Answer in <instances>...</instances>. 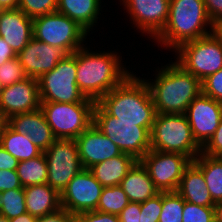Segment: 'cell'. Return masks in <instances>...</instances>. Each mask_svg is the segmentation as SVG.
Listing matches in <instances>:
<instances>
[{"label": "cell", "instance_id": "cell-1", "mask_svg": "<svg viewBox=\"0 0 222 222\" xmlns=\"http://www.w3.org/2000/svg\"><path fill=\"white\" fill-rule=\"evenodd\" d=\"M117 54L91 52L84 46L72 54L76 58V82L86 98L97 102L133 73L123 67L122 58Z\"/></svg>", "mask_w": 222, "mask_h": 222}, {"label": "cell", "instance_id": "cell-2", "mask_svg": "<svg viewBox=\"0 0 222 222\" xmlns=\"http://www.w3.org/2000/svg\"><path fill=\"white\" fill-rule=\"evenodd\" d=\"M152 81L145 80L156 113L185 114L189 104L202 93V82L172 62L162 66Z\"/></svg>", "mask_w": 222, "mask_h": 222}, {"label": "cell", "instance_id": "cell-3", "mask_svg": "<svg viewBox=\"0 0 222 222\" xmlns=\"http://www.w3.org/2000/svg\"><path fill=\"white\" fill-rule=\"evenodd\" d=\"M108 115L121 122H141L150 132L156 116L155 106L145 79L132 73L96 102Z\"/></svg>", "mask_w": 222, "mask_h": 222}, {"label": "cell", "instance_id": "cell-4", "mask_svg": "<svg viewBox=\"0 0 222 222\" xmlns=\"http://www.w3.org/2000/svg\"><path fill=\"white\" fill-rule=\"evenodd\" d=\"M207 27H210L209 31ZM213 32L214 24L203 0H170L167 23L155 40L166 49L175 51L182 44Z\"/></svg>", "mask_w": 222, "mask_h": 222}, {"label": "cell", "instance_id": "cell-5", "mask_svg": "<svg viewBox=\"0 0 222 222\" xmlns=\"http://www.w3.org/2000/svg\"><path fill=\"white\" fill-rule=\"evenodd\" d=\"M150 141L151 150L179 153L192 161L201 153L185 114L156 113Z\"/></svg>", "mask_w": 222, "mask_h": 222}, {"label": "cell", "instance_id": "cell-6", "mask_svg": "<svg viewBox=\"0 0 222 222\" xmlns=\"http://www.w3.org/2000/svg\"><path fill=\"white\" fill-rule=\"evenodd\" d=\"M93 124L116 144L122 153L140 160L150 149V131L141 122H121L108 115L97 103L93 109Z\"/></svg>", "mask_w": 222, "mask_h": 222}, {"label": "cell", "instance_id": "cell-7", "mask_svg": "<svg viewBox=\"0 0 222 222\" xmlns=\"http://www.w3.org/2000/svg\"><path fill=\"white\" fill-rule=\"evenodd\" d=\"M95 101L86 98L83 102H41L40 109L56 139H76L93 123Z\"/></svg>", "mask_w": 222, "mask_h": 222}, {"label": "cell", "instance_id": "cell-8", "mask_svg": "<svg viewBox=\"0 0 222 222\" xmlns=\"http://www.w3.org/2000/svg\"><path fill=\"white\" fill-rule=\"evenodd\" d=\"M176 51L175 62L201 82L222 68V40L214 32L186 42Z\"/></svg>", "mask_w": 222, "mask_h": 222}, {"label": "cell", "instance_id": "cell-9", "mask_svg": "<svg viewBox=\"0 0 222 222\" xmlns=\"http://www.w3.org/2000/svg\"><path fill=\"white\" fill-rule=\"evenodd\" d=\"M87 34L77 22L57 11L33 18V37L68 54L83 47Z\"/></svg>", "mask_w": 222, "mask_h": 222}, {"label": "cell", "instance_id": "cell-10", "mask_svg": "<svg viewBox=\"0 0 222 222\" xmlns=\"http://www.w3.org/2000/svg\"><path fill=\"white\" fill-rule=\"evenodd\" d=\"M76 74V58L69 54L38 79L40 102H83L86 97L78 88Z\"/></svg>", "mask_w": 222, "mask_h": 222}, {"label": "cell", "instance_id": "cell-11", "mask_svg": "<svg viewBox=\"0 0 222 222\" xmlns=\"http://www.w3.org/2000/svg\"><path fill=\"white\" fill-rule=\"evenodd\" d=\"M43 154L48 165L47 182L59 193L82 169L77 142L74 139H56Z\"/></svg>", "mask_w": 222, "mask_h": 222}, {"label": "cell", "instance_id": "cell-12", "mask_svg": "<svg viewBox=\"0 0 222 222\" xmlns=\"http://www.w3.org/2000/svg\"><path fill=\"white\" fill-rule=\"evenodd\" d=\"M160 192H176L192 160L185 155L149 150L140 160Z\"/></svg>", "mask_w": 222, "mask_h": 222}, {"label": "cell", "instance_id": "cell-13", "mask_svg": "<svg viewBox=\"0 0 222 222\" xmlns=\"http://www.w3.org/2000/svg\"><path fill=\"white\" fill-rule=\"evenodd\" d=\"M103 186L89 169H82L60 193L61 207L73 215L95 211Z\"/></svg>", "mask_w": 222, "mask_h": 222}, {"label": "cell", "instance_id": "cell-14", "mask_svg": "<svg viewBox=\"0 0 222 222\" xmlns=\"http://www.w3.org/2000/svg\"><path fill=\"white\" fill-rule=\"evenodd\" d=\"M185 115L194 140L202 148L219 126L222 103L201 93L189 104Z\"/></svg>", "mask_w": 222, "mask_h": 222}, {"label": "cell", "instance_id": "cell-15", "mask_svg": "<svg viewBox=\"0 0 222 222\" xmlns=\"http://www.w3.org/2000/svg\"><path fill=\"white\" fill-rule=\"evenodd\" d=\"M134 27L155 39L163 30L169 16L170 0H121Z\"/></svg>", "mask_w": 222, "mask_h": 222}, {"label": "cell", "instance_id": "cell-16", "mask_svg": "<svg viewBox=\"0 0 222 222\" xmlns=\"http://www.w3.org/2000/svg\"><path fill=\"white\" fill-rule=\"evenodd\" d=\"M38 80H25L5 86L0 96V112L9 119L11 116L32 112L40 108Z\"/></svg>", "mask_w": 222, "mask_h": 222}, {"label": "cell", "instance_id": "cell-17", "mask_svg": "<svg viewBox=\"0 0 222 222\" xmlns=\"http://www.w3.org/2000/svg\"><path fill=\"white\" fill-rule=\"evenodd\" d=\"M69 55L64 49L54 47L34 37L17 54L28 77L39 79L54 69L57 63Z\"/></svg>", "mask_w": 222, "mask_h": 222}, {"label": "cell", "instance_id": "cell-18", "mask_svg": "<svg viewBox=\"0 0 222 222\" xmlns=\"http://www.w3.org/2000/svg\"><path fill=\"white\" fill-rule=\"evenodd\" d=\"M83 169L122 154L119 147L103 134L93 123L76 139Z\"/></svg>", "mask_w": 222, "mask_h": 222}, {"label": "cell", "instance_id": "cell-19", "mask_svg": "<svg viewBox=\"0 0 222 222\" xmlns=\"http://www.w3.org/2000/svg\"><path fill=\"white\" fill-rule=\"evenodd\" d=\"M0 37L17 55L33 38V19L19 8L0 10Z\"/></svg>", "mask_w": 222, "mask_h": 222}, {"label": "cell", "instance_id": "cell-20", "mask_svg": "<svg viewBox=\"0 0 222 222\" xmlns=\"http://www.w3.org/2000/svg\"><path fill=\"white\" fill-rule=\"evenodd\" d=\"M7 124L17 133L29 136L42 151L47 150L56 140L40 108L13 115L7 119Z\"/></svg>", "mask_w": 222, "mask_h": 222}, {"label": "cell", "instance_id": "cell-21", "mask_svg": "<svg viewBox=\"0 0 222 222\" xmlns=\"http://www.w3.org/2000/svg\"><path fill=\"white\" fill-rule=\"evenodd\" d=\"M119 186L124 190L130 202L142 203L160 193L147 169L139 160L122 179Z\"/></svg>", "mask_w": 222, "mask_h": 222}, {"label": "cell", "instance_id": "cell-22", "mask_svg": "<svg viewBox=\"0 0 222 222\" xmlns=\"http://www.w3.org/2000/svg\"><path fill=\"white\" fill-rule=\"evenodd\" d=\"M186 202L199 206H214L203 173L191 162L184 170L176 191Z\"/></svg>", "mask_w": 222, "mask_h": 222}, {"label": "cell", "instance_id": "cell-23", "mask_svg": "<svg viewBox=\"0 0 222 222\" xmlns=\"http://www.w3.org/2000/svg\"><path fill=\"white\" fill-rule=\"evenodd\" d=\"M27 213L39 218L61 208L60 193L48 183L24 187Z\"/></svg>", "mask_w": 222, "mask_h": 222}, {"label": "cell", "instance_id": "cell-24", "mask_svg": "<svg viewBox=\"0 0 222 222\" xmlns=\"http://www.w3.org/2000/svg\"><path fill=\"white\" fill-rule=\"evenodd\" d=\"M137 161L131 154L122 153L95 164L89 170L103 187L117 186Z\"/></svg>", "mask_w": 222, "mask_h": 222}, {"label": "cell", "instance_id": "cell-25", "mask_svg": "<svg viewBox=\"0 0 222 222\" xmlns=\"http://www.w3.org/2000/svg\"><path fill=\"white\" fill-rule=\"evenodd\" d=\"M101 0H58L57 12L77 22L87 32L96 25Z\"/></svg>", "mask_w": 222, "mask_h": 222}, {"label": "cell", "instance_id": "cell-26", "mask_svg": "<svg viewBox=\"0 0 222 222\" xmlns=\"http://www.w3.org/2000/svg\"><path fill=\"white\" fill-rule=\"evenodd\" d=\"M0 144L18 161H26L43 152L29 136L17 133L8 124L3 128Z\"/></svg>", "mask_w": 222, "mask_h": 222}, {"label": "cell", "instance_id": "cell-27", "mask_svg": "<svg viewBox=\"0 0 222 222\" xmlns=\"http://www.w3.org/2000/svg\"><path fill=\"white\" fill-rule=\"evenodd\" d=\"M192 163L203 173L214 203L222 201V160L200 153Z\"/></svg>", "mask_w": 222, "mask_h": 222}, {"label": "cell", "instance_id": "cell-28", "mask_svg": "<svg viewBox=\"0 0 222 222\" xmlns=\"http://www.w3.org/2000/svg\"><path fill=\"white\" fill-rule=\"evenodd\" d=\"M22 187L45 184L48 179V165L43 152L26 161H19L16 168Z\"/></svg>", "mask_w": 222, "mask_h": 222}, {"label": "cell", "instance_id": "cell-29", "mask_svg": "<svg viewBox=\"0 0 222 222\" xmlns=\"http://www.w3.org/2000/svg\"><path fill=\"white\" fill-rule=\"evenodd\" d=\"M129 203L126 193L119 185L103 187L96 210L118 216Z\"/></svg>", "mask_w": 222, "mask_h": 222}, {"label": "cell", "instance_id": "cell-30", "mask_svg": "<svg viewBox=\"0 0 222 222\" xmlns=\"http://www.w3.org/2000/svg\"><path fill=\"white\" fill-rule=\"evenodd\" d=\"M0 211L3 217L13 219L26 213L24 188H15L0 194Z\"/></svg>", "mask_w": 222, "mask_h": 222}, {"label": "cell", "instance_id": "cell-31", "mask_svg": "<svg viewBox=\"0 0 222 222\" xmlns=\"http://www.w3.org/2000/svg\"><path fill=\"white\" fill-rule=\"evenodd\" d=\"M184 199L177 192H162V209L158 222H182Z\"/></svg>", "mask_w": 222, "mask_h": 222}, {"label": "cell", "instance_id": "cell-32", "mask_svg": "<svg viewBox=\"0 0 222 222\" xmlns=\"http://www.w3.org/2000/svg\"><path fill=\"white\" fill-rule=\"evenodd\" d=\"M57 6L58 0H19L18 8L33 19L56 12Z\"/></svg>", "mask_w": 222, "mask_h": 222}, {"label": "cell", "instance_id": "cell-33", "mask_svg": "<svg viewBox=\"0 0 222 222\" xmlns=\"http://www.w3.org/2000/svg\"><path fill=\"white\" fill-rule=\"evenodd\" d=\"M27 77L17 56L0 66V81L4 87L25 80Z\"/></svg>", "mask_w": 222, "mask_h": 222}, {"label": "cell", "instance_id": "cell-34", "mask_svg": "<svg viewBox=\"0 0 222 222\" xmlns=\"http://www.w3.org/2000/svg\"><path fill=\"white\" fill-rule=\"evenodd\" d=\"M182 222H215L214 206H199L184 200Z\"/></svg>", "mask_w": 222, "mask_h": 222}, {"label": "cell", "instance_id": "cell-35", "mask_svg": "<svg viewBox=\"0 0 222 222\" xmlns=\"http://www.w3.org/2000/svg\"><path fill=\"white\" fill-rule=\"evenodd\" d=\"M162 209V192L141 203L140 222H158Z\"/></svg>", "mask_w": 222, "mask_h": 222}, {"label": "cell", "instance_id": "cell-36", "mask_svg": "<svg viewBox=\"0 0 222 222\" xmlns=\"http://www.w3.org/2000/svg\"><path fill=\"white\" fill-rule=\"evenodd\" d=\"M202 93L222 103V68L202 81Z\"/></svg>", "mask_w": 222, "mask_h": 222}, {"label": "cell", "instance_id": "cell-37", "mask_svg": "<svg viewBox=\"0 0 222 222\" xmlns=\"http://www.w3.org/2000/svg\"><path fill=\"white\" fill-rule=\"evenodd\" d=\"M201 153L213 157H218L222 153V118L215 133L201 148Z\"/></svg>", "mask_w": 222, "mask_h": 222}, {"label": "cell", "instance_id": "cell-38", "mask_svg": "<svg viewBox=\"0 0 222 222\" xmlns=\"http://www.w3.org/2000/svg\"><path fill=\"white\" fill-rule=\"evenodd\" d=\"M76 222H120V220L117 215L95 210L76 215Z\"/></svg>", "mask_w": 222, "mask_h": 222}, {"label": "cell", "instance_id": "cell-39", "mask_svg": "<svg viewBox=\"0 0 222 222\" xmlns=\"http://www.w3.org/2000/svg\"><path fill=\"white\" fill-rule=\"evenodd\" d=\"M22 188L16 170H0V194L4 191Z\"/></svg>", "mask_w": 222, "mask_h": 222}, {"label": "cell", "instance_id": "cell-40", "mask_svg": "<svg viewBox=\"0 0 222 222\" xmlns=\"http://www.w3.org/2000/svg\"><path fill=\"white\" fill-rule=\"evenodd\" d=\"M36 222H76V216L64 208L37 218Z\"/></svg>", "mask_w": 222, "mask_h": 222}, {"label": "cell", "instance_id": "cell-41", "mask_svg": "<svg viewBox=\"0 0 222 222\" xmlns=\"http://www.w3.org/2000/svg\"><path fill=\"white\" fill-rule=\"evenodd\" d=\"M141 203L130 202L118 215L120 222H140Z\"/></svg>", "mask_w": 222, "mask_h": 222}, {"label": "cell", "instance_id": "cell-42", "mask_svg": "<svg viewBox=\"0 0 222 222\" xmlns=\"http://www.w3.org/2000/svg\"><path fill=\"white\" fill-rule=\"evenodd\" d=\"M211 22L216 25L222 20V0H203Z\"/></svg>", "mask_w": 222, "mask_h": 222}, {"label": "cell", "instance_id": "cell-43", "mask_svg": "<svg viewBox=\"0 0 222 222\" xmlns=\"http://www.w3.org/2000/svg\"><path fill=\"white\" fill-rule=\"evenodd\" d=\"M18 162L19 161L14 158L9 152H7L0 144V170H16Z\"/></svg>", "mask_w": 222, "mask_h": 222}, {"label": "cell", "instance_id": "cell-44", "mask_svg": "<svg viewBox=\"0 0 222 222\" xmlns=\"http://www.w3.org/2000/svg\"><path fill=\"white\" fill-rule=\"evenodd\" d=\"M17 55L12 48L0 37V66Z\"/></svg>", "mask_w": 222, "mask_h": 222}, {"label": "cell", "instance_id": "cell-45", "mask_svg": "<svg viewBox=\"0 0 222 222\" xmlns=\"http://www.w3.org/2000/svg\"><path fill=\"white\" fill-rule=\"evenodd\" d=\"M37 218L30 213H23L13 219H9V222H36Z\"/></svg>", "mask_w": 222, "mask_h": 222}, {"label": "cell", "instance_id": "cell-46", "mask_svg": "<svg viewBox=\"0 0 222 222\" xmlns=\"http://www.w3.org/2000/svg\"><path fill=\"white\" fill-rule=\"evenodd\" d=\"M19 0H0V10L17 9Z\"/></svg>", "mask_w": 222, "mask_h": 222}, {"label": "cell", "instance_id": "cell-47", "mask_svg": "<svg viewBox=\"0 0 222 222\" xmlns=\"http://www.w3.org/2000/svg\"><path fill=\"white\" fill-rule=\"evenodd\" d=\"M214 219L215 222H222V201L214 205Z\"/></svg>", "mask_w": 222, "mask_h": 222}, {"label": "cell", "instance_id": "cell-48", "mask_svg": "<svg viewBox=\"0 0 222 222\" xmlns=\"http://www.w3.org/2000/svg\"><path fill=\"white\" fill-rule=\"evenodd\" d=\"M214 33L222 40V20L214 25Z\"/></svg>", "mask_w": 222, "mask_h": 222}, {"label": "cell", "instance_id": "cell-49", "mask_svg": "<svg viewBox=\"0 0 222 222\" xmlns=\"http://www.w3.org/2000/svg\"><path fill=\"white\" fill-rule=\"evenodd\" d=\"M7 124V119L0 112V137L3 131L4 126Z\"/></svg>", "mask_w": 222, "mask_h": 222}, {"label": "cell", "instance_id": "cell-50", "mask_svg": "<svg viewBox=\"0 0 222 222\" xmlns=\"http://www.w3.org/2000/svg\"><path fill=\"white\" fill-rule=\"evenodd\" d=\"M0 222H9V219H7L6 217L1 216L0 217Z\"/></svg>", "mask_w": 222, "mask_h": 222}, {"label": "cell", "instance_id": "cell-51", "mask_svg": "<svg viewBox=\"0 0 222 222\" xmlns=\"http://www.w3.org/2000/svg\"><path fill=\"white\" fill-rule=\"evenodd\" d=\"M3 88H4V86L2 85V83H1V81H0V96H1V93H2V91H3Z\"/></svg>", "mask_w": 222, "mask_h": 222}, {"label": "cell", "instance_id": "cell-52", "mask_svg": "<svg viewBox=\"0 0 222 222\" xmlns=\"http://www.w3.org/2000/svg\"><path fill=\"white\" fill-rule=\"evenodd\" d=\"M218 157L222 160V153Z\"/></svg>", "mask_w": 222, "mask_h": 222}]
</instances>
